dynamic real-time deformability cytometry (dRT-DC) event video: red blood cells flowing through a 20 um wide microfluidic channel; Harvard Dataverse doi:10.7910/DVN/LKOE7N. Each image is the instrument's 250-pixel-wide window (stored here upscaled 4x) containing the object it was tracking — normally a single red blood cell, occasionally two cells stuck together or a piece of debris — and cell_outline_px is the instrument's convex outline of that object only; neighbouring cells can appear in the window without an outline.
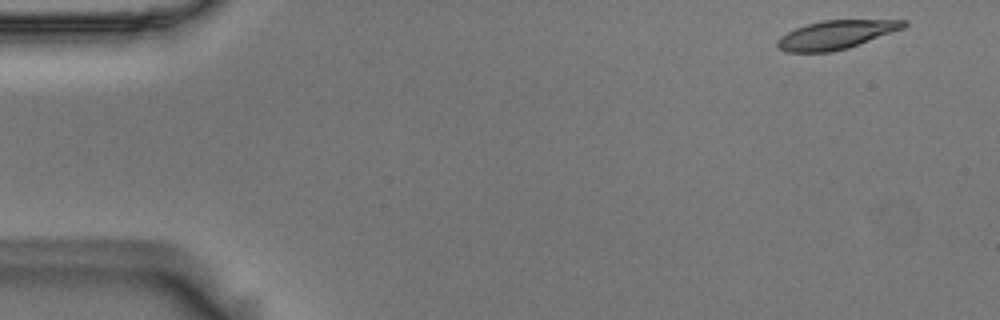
{"species": "Egyptian fruit bat (a non-hibernating species)", "species_latin": "Rousettus aegyptiacus", "temperature_condition": "room temperature", "stored_images_in_passage": 5, "camera_frame_rate_fps": 3000, "um_per_image_px": 0.085, "animal": {"sex": "male"}, "frame": {"image": 1, "passage_image": 1, "time_ms": 0.0, "image_size_px": [1000, 320], "cell_outline_px": [[908, 24], [904, 28], [848, 48], [832, 52], [788, 52], [780, 48], [776, 44], [776, 40], [788, 32], [796, 28], [808, 24], [824, 20], [908, 20]], "centroid_in_image_um": [71.08, 2.95], "position_along_channel_um": 13.9, "area_um2": 20.87}}
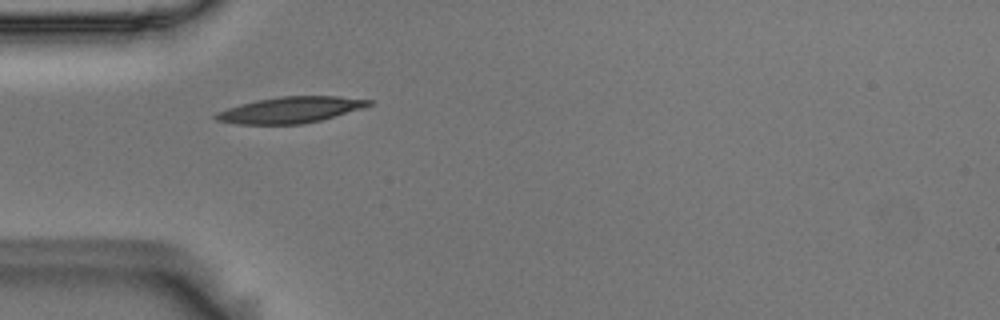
{"frame": {"image": 2, "passage_image": 4, "time_ms": 1.0, "image_size_px": [1000, 320], "cell_outline_px": [[376, 100], [372, 104], [364, 108], [320, 120], [300, 124], [236, 124], [216, 120], [212, 116], [216, 112], [240, 104], [256, 100], [280, 96], [336, 96]], "centroid_in_image_um": [24.7, 9.33], "position_along_channel_um": 60.3, "area_um2": 23.35}}
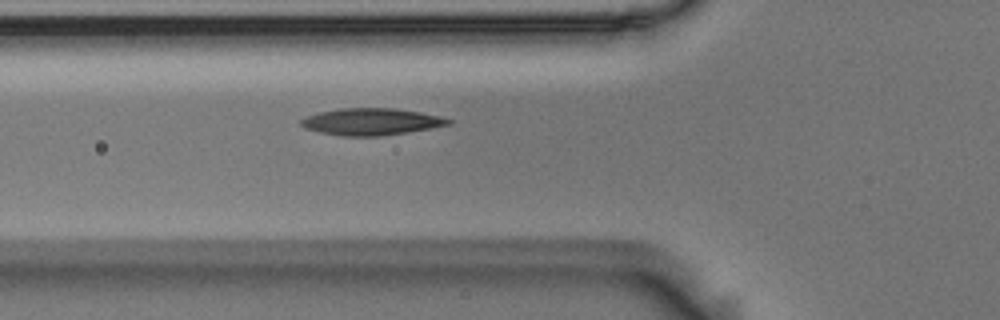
{"frame": {"image": 3, "passage_image": 5, "time_ms": 1.333, "image_size_px": [1000, 320], "cell_outline_px": [[452, 124], [432, 128], [408, 132], [380, 136], [340, 136], [320, 132], [304, 128], [300, 124], [300, 120], [308, 116], [320, 112], [340, 108], [392, 108], [420, 112], [440, 116], [452, 120]], "centroid_in_image_um": [31.57, 10.35], "position_along_channel_um": 94.2, "area_um2": 23.06}}